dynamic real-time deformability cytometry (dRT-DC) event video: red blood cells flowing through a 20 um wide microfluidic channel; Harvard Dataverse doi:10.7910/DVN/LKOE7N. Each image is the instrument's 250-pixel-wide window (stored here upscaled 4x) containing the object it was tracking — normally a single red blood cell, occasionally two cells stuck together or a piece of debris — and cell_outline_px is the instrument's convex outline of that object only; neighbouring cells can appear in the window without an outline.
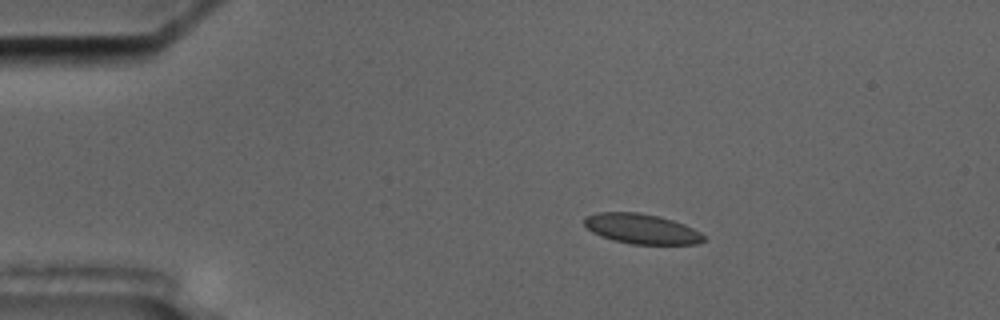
{"species": "common noctule bat (a hibernating species)", "species_latin": "Nyctalus noctula", "temperature_condition": "cold", "stored_images_in_passage": 5, "camera_frame_rate_fps": 3000, "um_per_image_px": 0.085, "animal": {"sex": "male", "body_mass_g": 17.5, "forearm_length_mm": 52.3}, "frame": {"image": 1, "passage_image": 1, "time_ms": 0.0, "image_size_px": [1000, 320], "cell_outline_px": [[704, 240], [696, 244], [632, 244], [612, 240], [600, 236], [592, 232], [584, 224], [584, 216], [596, 212], [640, 212], [660, 216], [684, 224], [700, 232], [704, 236]], "centroid_in_image_um": [54.49, 19.44], "position_along_channel_um": 30.5, "area_um2": 20.98}}